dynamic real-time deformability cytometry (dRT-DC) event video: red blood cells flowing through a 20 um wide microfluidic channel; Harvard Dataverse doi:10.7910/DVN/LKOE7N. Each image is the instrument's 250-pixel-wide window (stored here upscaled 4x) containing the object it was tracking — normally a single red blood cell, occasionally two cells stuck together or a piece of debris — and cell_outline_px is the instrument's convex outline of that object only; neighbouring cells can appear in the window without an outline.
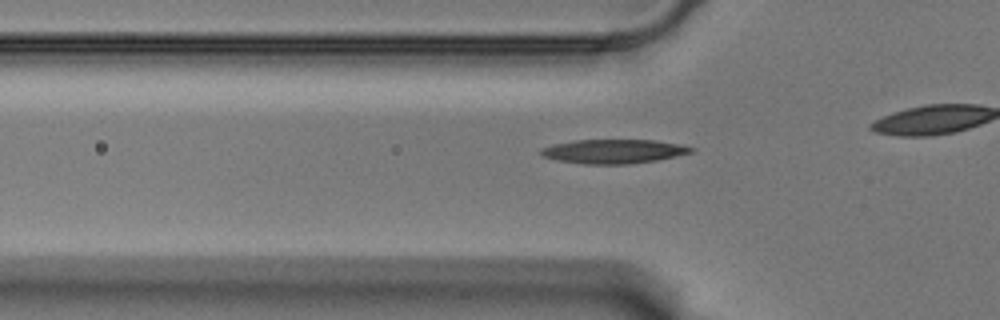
{"species": "Egyptian fruit bat (a non-hibernating species)", "species_latin": "Rousettus aegyptiacus", "temperature_condition": "warm", "stored_images_in_passage": 41, "camera_frame_rate_fps": 3000, "um_per_image_px": 0.085, "animal": {"sex": "male"}, "frame": {"image": 1, "passage_image": 14, "time_ms": 4.333, "image_size_px": [1000, 320], "cell_outline_px": [[696, 148], [692, 152], [656, 160], [628, 164], [584, 164], [560, 160], [544, 156], [540, 152], [544, 148], [552, 144], [576, 140], [656, 140]], "centroid_in_image_um": [52.17, 12.86], "position_along_channel_um": 73.6, "area_um2": 20.69}}
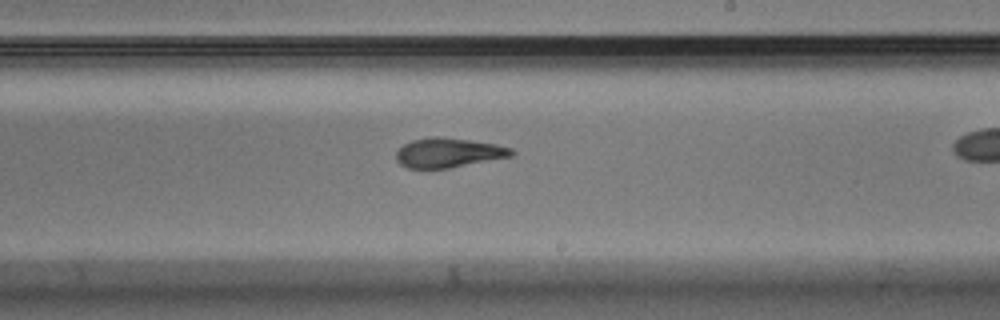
{"frame": {"image": 2, "passage_image": 29, "time_ms": 9.333, "image_size_px": [1000, 320], "cell_outline_px": [[516, 152], [512, 156], [448, 168], [408, 168], [400, 164], [396, 160], [396, 152], [404, 144], [412, 140], [436, 136], [468, 140], [496, 144], [512, 148]], "centroid_in_image_um": [38.12, 12.98], "position_along_channel_um": 250.9, "area_um2": 19.65}}
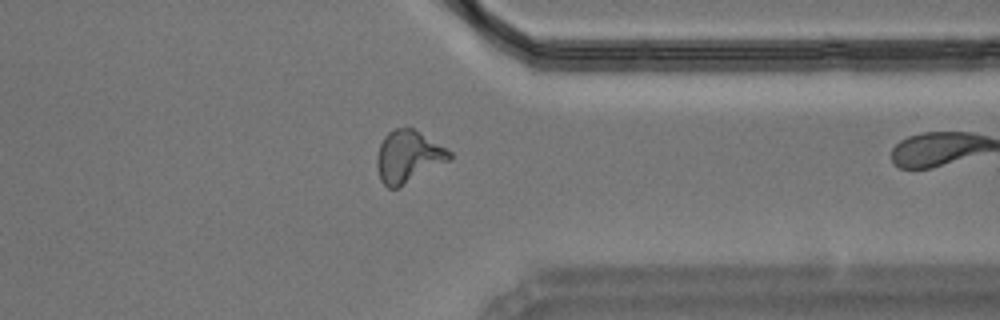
{"frame": {"image": 3, "passage_image": 40, "time_ms": 13.0, "image_size_px": [1000, 320], "cell_outline_px": [[452, 156], [448, 160], [396, 188], [388, 188], [380, 180], [376, 168], [376, 156], [380, 144], [384, 136], [388, 132], [396, 128], [412, 128], [452, 152]], "centroid_in_image_um": [34.63, 13.3], "position_along_channel_um": 376.8, "area_um2": 21.44}}